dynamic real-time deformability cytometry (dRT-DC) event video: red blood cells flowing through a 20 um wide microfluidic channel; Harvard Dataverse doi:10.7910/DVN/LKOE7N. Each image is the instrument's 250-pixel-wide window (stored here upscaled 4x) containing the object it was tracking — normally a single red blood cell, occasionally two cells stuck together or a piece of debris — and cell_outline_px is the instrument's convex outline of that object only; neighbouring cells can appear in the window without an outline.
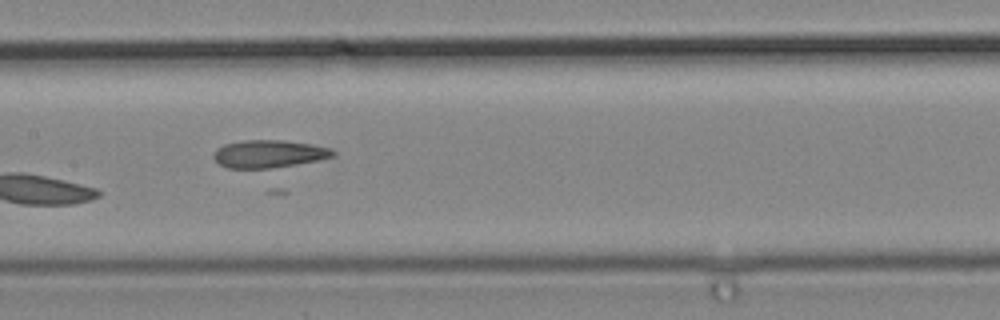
{"species": "common noctule bat (a hibernating species)", "species_latin": "Nyctalus noctula", "temperature_condition": "cold", "stored_images_in_passage": 6, "camera_frame_rate_fps": 3000, "um_per_image_px": 0.085, "animal": {"sex": "male", "body_mass_g": 19.2, "forearm_length_mm": 51.8}, "frame": {"image": 1, "passage_image": 5, "time_ms": 1.333, "image_size_px": [1000, 320], "cell_outline_px": [[336, 156], [320, 160], [272, 168], [228, 168], [220, 164], [212, 156], [216, 148], [224, 144], [244, 140], [284, 140], [308, 144], [328, 148], [336, 152]], "centroid_in_image_um": [22.84, 13.08], "position_along_channel_um": 184.6, "area_um2": 19.19}}
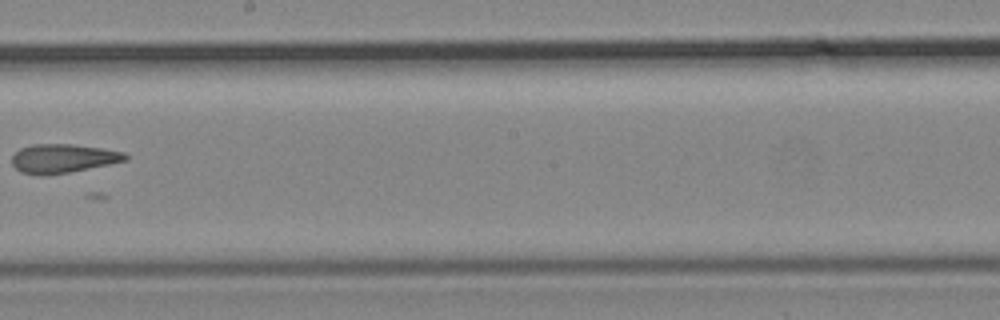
{"frame": {"image": 2, "passage_image": 6, "time_ms": 1.667, "image_size_px": [1000, 320], "cell_outline_px": [[128, 160], [68, 172], [44, 176], [40, 176], [20, 172], [12, 164], [12, 156], [20, 148], [32, 144], [72, 144], [100, 148], [124, 152], [128, 156]], "centroid_in_image_um": [5.31, 13.47], "position_along_channel_um": 242.9, "area_um2": 19.02}}